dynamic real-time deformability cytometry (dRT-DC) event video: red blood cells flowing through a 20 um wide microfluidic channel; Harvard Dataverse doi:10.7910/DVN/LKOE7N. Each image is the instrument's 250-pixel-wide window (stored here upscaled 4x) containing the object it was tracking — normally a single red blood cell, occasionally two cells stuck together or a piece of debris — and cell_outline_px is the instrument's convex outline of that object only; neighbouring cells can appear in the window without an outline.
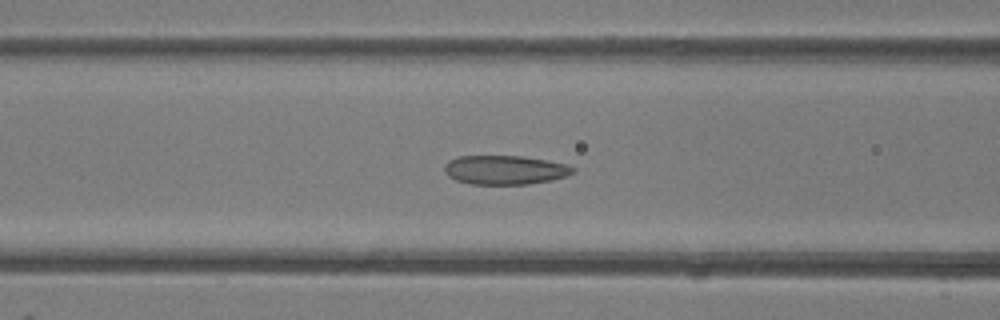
{"species": "common noctule bat (a hibernating species)", "species_latin": "Nyctalus noctula", "temperature_condition": "room temperature", "stored_images_in_passage": 50, "camera_frame_rate_fps": 3000, "um_per_image_px": 0.085, "animal": {"sex": "female"}, "frame": {"image": 1, "passage_image": 20, "time_ms": 6.333, "image_size_px": [1000, 320], "cell_outline_px": [[576, 172], [568, 176], [552, 180], [528, 184], [472, 184], [456, 180], [448, 176], [444, 172], [444, 164], [448, 160], [460, 156], [524, 156], [548, 160], [568, 164], [576, 168]], "centroid_in_image_um": [42.96, 14.44], "position_along_channel_um": 123.6, "area_um2": 22.08}}
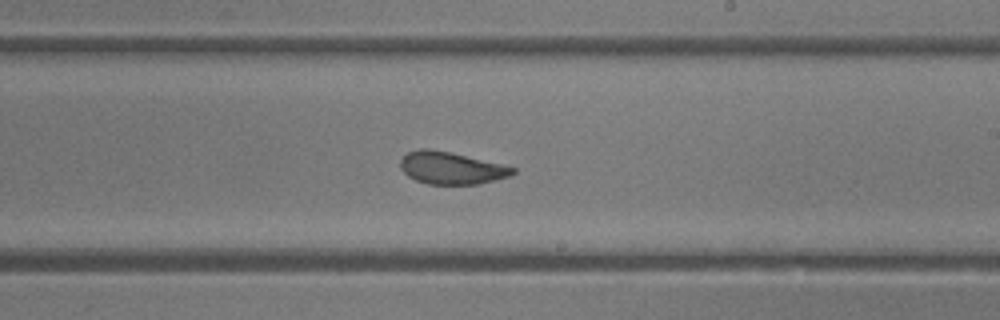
{"frame": {"image": 2, "passage_image": 29, "time_ms": 9.333, "image_size_px": [1000, 320], "cell_outline_px": [[516, 172], [508, 176], [480, 184], [428, 184], [416, 180], [408, 176], [400, 168], [400, 160], [408, 152], [420, 148], [428, 148], [448, 152], [500, 164], [516, 168]], "centroid_in_image_um": [38.32, 14.29], "position_along_channel_um": 250.7, "area_um2": 20.81}}
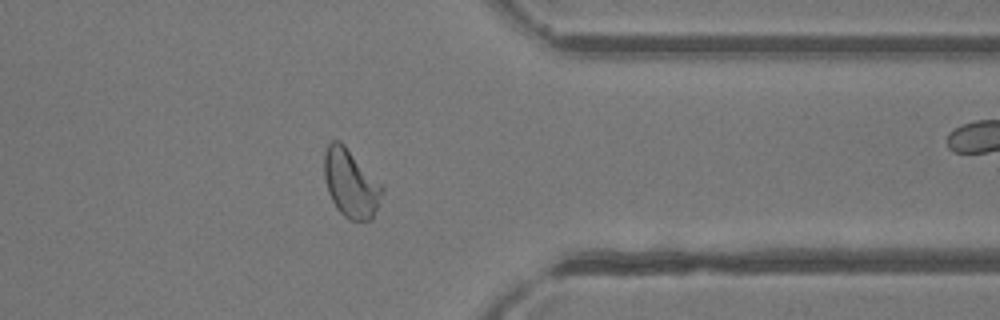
{"frame": {"image": 3, "passage_image": 39, "time_ms": 12.667, "image_size_px": [1000, 320], "cell_outline_px": [[384, 192], [372, 220], [348, 220], [336, 208], [328, 192], [324, 176], [324, 152], [328, 144], [332, 140], [340, 140], [384, 184]], "centroid_in_image_um": [29.84, 15.57], "position_along_channel_um": 381.6, "area_um2": 23.47}, "authors_computed_cell_mechanics": {"area_um2": 23.2356, "velocity_mm_per_s": 4.2264, "shape_relaxation_time_tau1_ms": 6.7821, "shape_relaxation_time_tau2_ms": 1.2528, "deformation_change_tau1": 0.1791, "deformation_change_tau2": 0.0658}}